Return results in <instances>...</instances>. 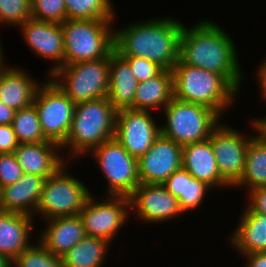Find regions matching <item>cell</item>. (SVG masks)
<instances>
[{
    "label": "cell",
    "mask_w": 266,
    "mask_h": 267,
    "mask_svg": "<svg viewBox=\"0 0 266 267\" xmlns=\"http://www.w3.org/2000/svg\"><path fill=\"white\" fill-rule=\"evenodd\" d=\"M235 46L224 29L212 20L202 19L192 28L184 25L179 42V61L221 75L239 93L243 73Z\"/></svg>",
    "instance_id": "cell-1"
},
{
    "label": "cell",
    "mask_w": 266,
    "mask_h": 267,
    "mask_svg": "<svg viewBox=\"0 0 266 267\" xmlns=\"http://www.w3.org/2000/svg\"><path fill=\"white\" fill-rule=\"evenodd\" d=\"M184 24L164 17L114 30V51L122 57H140L171 71L179 60V42Z\"/></svg>",
    "instance_id": "cell-2"
},
{
    "label": "cell",
    "mask_w": 266,
    "mask_h": 267,
    "mask_svg": "<svg viewBox=\"0 0 266 267\" xmlns=\"http://www.w3.org/2000/svg\"><path fill=\"white\" fill-rule=\"evenodd\" d=\"M116 114L117 109L107 97L75 104L69 134L61 145V151H69L68 162L114 138Z\"/></svg>",
    "instance_id": "cell-3"
},
{
    "label": "cell",
    "mask_w": 266,
    "mask_h": 267,
    "mask_svg": "<svg viewBox=\"0 0 266 267\" xmlns=\"http://www.w3.org/2000/svg\"><path fill=\"white\" fill-rule=\"evenodd\" d=\"M171 71L173 97L178 100L206 106L221 116L238 98L239 93L217 73L185 65L179 60Z\"/></svg>",
    "instance_id": "cell-4"
},
{
    "label": "cell",
    "mask_w": 266,
    "mask_h": 267,
    "mask_svg": "<svg viewBox=\"0 0 266 267\" xmlns=\"http://www.w3.org/2000/svg\"><path fill=\"white\" fill-rule=\"evenodd\" d=\"M115 20H72L62 24L64 65L107 58L114 51Z\"/></svg>",
    "instance_id": "cell-5"
},
{
    "label": "cell",
    "mask_w": 266,
    "mask_h": 267,
    "mask_svg": "<svg viewBox=\"0 0 266 267\" xmlns=\"http://www.w3.org/2000/svg\"><path fill=\"white\" fill-rule=\"evenodd\" d=\"M163 110L166 122L160 126L161 135L182 146L210 138L222 120L216 111L206 106L175 97Z\"/></svg>",
    "instance_id": "cell-6"
},
{
    "label": "cell",
    "mask_w": 266,
    "mask_h": 267,
    "mask_svg": "<svg viewBox=\"0 0 266 267\" xmlns=\"http://www.w3.org/2000/svg\"><path fill=\"white\" fill-rule=\"evenodd\" d=\"M110 55L81 61L57 69L49 78L75 103L108 96Z\"/></svg>",
    "instance_id": "cell-7"
},
{
    "label": "cell",
    "mask_w": 266,
    "mask_h": 267,
    "mask_svg": "<svg viewBox=\"0 0 266 267\" xmlns=\"http://www.w3.org/2000/svg\"><path fill=\"white\" fill-rule=\"evenodd\" d=\"M63 164L46 178L35 214L44 220L55 217L77 216L92 194L78 178L66 172Z\"/></svg>",
    "instance_id": "cell-8"
},
{
    "label": "cell",
    "mask_w": 266,
    "mask_h": 267,
    "mask_svg": "<svg viewBox=\"0 0 266 267\" xmlns=\"http://www.w3.org/2000/svg\"><path fill=\"white\" fill-rule=\"evenodd\" d=\"M90 153L108 182L105 195L129 197L140 185L137 159L115 138L104 141Z\"/></svg>",
    "instance_id": "cell-9"
},
{
    "label": "cell",
    "mask_w": 266,
    "mask_h": 267,
    "mask_svg": "<svg viewBox=\"0 0 266 267\" xmlns=\"http://www.w3.org/2000/svg\"><path fill=\"white\" fill-rule=\"evenodd\" d=\"M33 104L44 136L61 146L72 125L75 103L48 78L37 89Z\"/></svg>",
    "instance_id": "cell-10"
},
{
    "label": "cell",
    "mask_w": 266,
    "mask_h": 267,
    "mask_svg": "<svg viewBox=\"0 0 266 267\" xmlns=\"http://www.w3.org/2000/svg\"><path fill=\"white\" fill-rule=\"evenodd\" d=\"M90 195L78 214L87 236L103 238L112 243L120 228L129 219L130 199L127 196L108 195L106 200L97 201ZM129 210V211H128Z\"/></svg>",
    "instance_id": "cell-11"
},
{
    "label": "cell",
    "mask_w": 266,
    "mask_h": 267,
    "mask_svg": "<svg viewBox=\"0 0 266 267\" xmlns=\"http://www.w3.org/2000/svg\"><path fill=\"white\" fill-rule=\"evenodd\" d=\"M160 126L147 110H117L114 138L137 160L160 136Z\"/></svg>",
    "instance_id": "cell-12"
},
{
    "label": "cell",
    "mask_w": 266,
    "mask_h": 267,
    "mask_svg": "<svg viewBox=\"0 0 266 267\" xmlns=\"http://www.w3.org/2000/svg\"><path fill=\"white\" fill-rule=\"evenodd\" d=\"M248 136L230 125L221 123L210 135L211 145L221 177L233 187L242 177L245 169ZM248 137V138H247Z\"/></svg>",
    "instance_id": "cell-13"
},
{
    "label": "cell",
    "mask_w": 266,
    "mask_h": 267,
    "mask_svg": "<svg viewBox=\"0 0 266 267\" xmlns=\"http://www.w3.org/2000/svg\"><path fill=\"white\" fill-rule=\"evenodd\" d=\"M183 146L160 136L147 152L137 160L140 184H162L182 168Z\"/></svg>",
    "instance_id": "cell-14"
},
{
    "label": "cell",
    "mask_w": 266,
    "mask_h": 267,
    "mask_svg": "<svg viewBox=\"0 0 266 267\" xmlns=\"http://www.w3.org/2000/svg\"><path fill=\"white\" fill-rule=\"evenodd\" d=\"M130 210L146 223H160L183 214L178 199L162 184H140L129 196Z\"/></svg>",
    "instance_id": "cell-15"
},
{
    "label": "cell",
    "mask_w": 266,
    "mask_h": 267,
    "mask_svg": "<svg viewBox=\"0 0 266 267\" xmlns=\"http://www.w3.org/2000/svg\"><path fill=\"white\" fill-rule=\"evenodd\" d=\"M24 41L39 57L54 61L47 76L64 66V40L61 24L28 19L20 26Z\"/></svg>",
    "instance_id": "cell-16"
},
{
    "label": "cell",
    "mask_w": 266,
    "mask_h": 267,
    "mask_svg": "<svg viewBox=\"0 0 266 267\" xmlns=\"http://www.w3.org/2000/svg\"><path fill=\"white\" fill-rule=\"evenodd\" d=\"M60 150L59 144L49 140L39 143H21L14 154L23 173L48 178L63 164H67L64 156L58 153Z\"/></svg>",
    "instance_id": "cell-17"
},
{
    "label": "cell",
    "mask_w": 266,
    "mask_h": 267,
    "mask_svg": "<svg viewBox=\"0 0 266 267\" xmlns=\"http://www.w3.org/2000/svg\"><path fill=\"white\" fill-rule=\"evenodd\" d=\"M182 168L194 178L214 187H232L221 177L210 139L190 143L182 149Z\"/></svg>",
    "instance_id": "cell-18"
},
{
    "label": "cell",
    "mask_w": 266,
    "mask_h": 267,
    "mask_svg": "<svg viewBox=\"0 0 266 267\" xmlns=\"http://www.w3.org/2000/svg\"><path fill=\"white\" fill-rule=\"evenodd\" d=\"M6 64L0 65V101L15 111L32 105L40 83L25 69Z\"/></svg>",
    "instance_id": "cell-19"
},
{
    "label": "cell",
    "mask_w": 266,
    "mask_h": 267,
    "mask_svg": "<svg viewBox=\"0 0 266 267\" xmlns=\"http://www.w3.org/2000/svg\"><path fill=\"white\" fill-rule=\"evenodd\" d=\"M46 223L47 228L40 232L38 241L56 256L63 257L86 236L79 215L55 217L46 220Z\"/></svg>",
    "instance_id": "cell-20"
},
{
    "label": "cell",
    "mask_w": 266,
    "mask_h": 267,
    "mask_svg": "<svg viewBox=\"0 0 266 267\" xmlns=\"http://www.w3.org/2000/svg\"><path fill=\"white\" fill-rule=\"evenodd\" d=\"M46 178L23 173L15 183L2 188L3 211L34 217Z\"/></svg>",
    "instance_id": "cell-21"
},
{
    "label": "cell",
    "mask_w": 266,
    "mask_h": 267,
    "mask_svg": "<svg viewBox=\"0 0 266 267\" xmlns=\"http://www.w3.org/2000/svg\"><path fill=\"white\" fill-rule=\"evenodd\" d=\"M33 217L26 214L0 211V254L13 261L30 244Z\"/></svg>",
    "instance_id": "cell-22"
},
{
    "label": "cell",
    "mask_w": 266,
    "mask_h": 267,
    "mask_svg": "<svg viewBox=\"0 0 266 267\" xmlns=\"http://www.w3.org/2000/svg\"><path fill=\"white\" fill-rule=\"evenodd\" d=\"M243 214L233 233L230 245L242 255L266 251V215L252 211L244 205Z\"/></svg>",
    "instance_id": "cell-23"
},
{
    "label": "cell",
    "mask_w": 266,
    "mask_h": 267,
    "mask_svg": "<svg viewBox=\"0 0 266 267\" xmlns=\"http://www.w3.org/2000/svg\"><path fill=\"white\" fill-rule=\"evenodd\" d=\"M138 83L128 62L113 51L110 54L107 98L117 110L130 108L133 105Z\"/></svg>",
    "instance_id": "cell-24"
},
{
    "label": "cell",
    "mask_w": 266,
    "mask_h": 267,
    "mask_svg": "<svg viewBox=\"0 0 266 267\" xmlns=\"http://www.w3.org/2000/svg\"><path fill=\"white\" fill-rule=\"evenodd\" d=\"M172 98V71L163 69L158 75L138 83L133 105L130 109L147 110L151 112H153L152 110L157 111L160 110V108L163 109Z\"/></svg>",
    "instance_id": "cell-25"
},
{
    "label": "cell",
    "mask_w": 266,
    "mask_h": 267,
    "mask_svg": "<svg viewBox=\"0 0 266 267\" xmlns=\"http://www.w3.org/2000/svg\"><path fill=\"white\" fill-rule=\"evenodd\" d=\"M162 185L178 199L183 213L199 208L206 192L212 189L206 182L194 178L183 168L174 172Z\"/></svg>",
    "instance_id": "cell-26"
},
{
    "label": "cell",
    "mask_w": 266,
    "mask_h": 267,
    "mask_svg": "<svg viewBox=\"0 0 266 267\" xmlns=\"http://www.w3.org/2000/svg\"><path fill=\"white\" fill-rule=\"evenodd\" d=\"M110 245L112 244L103 238L86 235L62 257V265L63 267H102Z\"/></svg>",
    "instance_id": "cell-27"
},
{
    "label": "cell",
    "mask_w": 266,
    "mask_h": 267,
    "mask_svg": "<svg viewBox=\"0 0 266 267\" xmlns=\"http://www.w3.org/2000/svg\"><path fill=\"white\" fill-rule=\"evenodd\" d=\"M261 186H266V146L254 136L246 150L242 177L233 187H245L249 192Z\"/></svg>",
    "instance_id": "cell-28"
},
{
    "label": "cell",
    "mask_w": 266,
    "mask_h": 267,
    "mask_svg": "<svg viewBox=\"0 0 266 267\" xmlns=\"http://www.w3.org/2000/svg\"><path fill=\"white\" fill-rule=\"evenodd\" d=\"M67 19L115 20L111 0H65Z\"/></svg>",
    "instance_id": "cell-29"
},
{
    "label": "cell",
    "mask_w": 266,
    "mask_h": 267,
    "mask_svg": "<svg viewBox=\"0 0 266 267\" xmlns=\"http://www.w3.org/2000/svg\"><path fill=\"white\" fill-rule=\"evenodd\" d=\"M11 125L20 144L49 141L43 134L34 104L16 111Z\"/></svg>",
    "instance_id": "cell-30"
},
{
    "label": "cell",
    "mask_w": 266,
    "mask_h": 267,
    "mask_svg": "<svg viewBox=\"0 0 266 267\" xmlns=\"http://www.w3.org/2000/svg\"><path fill=\"white\" fill-rule=\"evenodd\" d=\"M12 267H63L62 257L48 251L39 241L12 261Z\"/></svg>",
    "instance_id": "cell-31"
},
{
    "label": "cell",
    "mask_w": 266,
    "mask_h": 267,
    "mask_svg": "<svg viewBox=\"0 0 266 267\" xmlns=\"http://www.w3.org/2000/svg\"><path fill=\"white\" fill-rule=\"evenodd\" d=\"M31 18L62 24L67 20L65 0H31Z\"/></svg>",
    "instance_id": "cell-32"
},
{
    "label": "cell",
    "mask_w": 266,
    "mask_h": 267,
    "mask_svg": "<svg viewBox=\"0 0 266 267\" xmlns=\"http://www.w3.org/2000/svg\"><path fill=\"white\" fill-rule=\"evenodd\" d=\"M28 19H31V0H0V25L19 28Z\"/></svg>",
    "instance_id": "cell-33"
},
{
    "label": "cell",
    "mask_w": 266,
    "mask_h": 267,
    "mask_svg": "<svg viewBox=\"0 0 266 267\" xmlns=\"http://www.w3.org/2000/svg\"><path fill=\"white\" fill-rule=\"evenodd\" d=\"M22 175V168L14 153L0 154V185L2 188L17 182Z\"/></svg>",
    "instance_id": "cell-34"
},
{
    "label": "cell",
    "mask_w": 266,
    "mask_h": 267,
    "mask_svg": "<svg viewBox=\"0 0 266 267\" xmlns=\"http://www.w3.org/2000/svg\"><path fill=\"white\" fill-rule=\"evenodd\" d=\"M139 82L146 81L158 75L163 68L158 64L140 57H123Z\"/></svg>",
    "instance_id": "cell-35"
},
{
    "label": "cell",
    "mask_w": 266,
    "mask_h": 267,
    "mask_svg": "<svg viewBox=\"0 0 266 267\" xmlns=\"http://www.w3.org/2000/svg\"><path fill=\"white\" fill-rule=\"evenodd\" d=\"M19 144L12 125L0 124V154L14 153Z\"/></svg>",
    "instance_id": "cell-36"
},
{
    "label": "cell",
    "mask_w": 266,
    "mask_h": 267,
    "mask_svg": "<svg viewBox=\"0 0 266 267\" xmlns=\"http://www.w3.org/2000/svg\"><path fill=\"white\" fill-rule=\"evenodd\" d=\"M248 193L247 206L254 212L266 215V186L252 189Z\"/></svg>",
    "instance_id": "cell-37"
},
{
    "label": "cell",
    "mask_w": 266,
    "mask_h": 267,
    "mask_svg": "<svg viewBox=\"0 0 266 267\" xmlns=\"http://www.w3.org/2000/svg\"><path fill=\"white\" fill-rule=\"evenodd\" d=\"M247 260L246 267H266V251L243 255Z\"/></svg>",
    "instance_id": "cell-38"
},
{
    "label": "cell",
    "mask_w": 266,
    "mask_h": 267,
    "mask_svg": "<svg viewBox=\"0 0 266 267\" xmlns=\"http://www.w3.org/2000/svg\"><path fill=\"white\" fill-rule=\"evenodd\" d=\"M251 123L252 127L256 129L255 137L266 146V116L261 119L254 118Z\"/></svg>",
    "instance_id": "cell-39"
},
{
    "label": "cell",
    "mask_w": 266,
    "mask_h": 267,
    "mask_svg": "<svg viewBox=\"0 0 266 267\" xmlns=\"http://www.w3.org/2000/svg\"><path fill=\"white\" fill-rule=\"evenodd\" d=\"M260 66L257 69V75L256 78L258 77V85L260 86L259 89L261 90L260 93L262 94L261 97L266 100V58L263 60Z\"/></svg>",
    "instance_id": "cell-40"
},
{
    "label": "cell",
    "mask_w": 266,
    "mask_h": 267,
    "mask_svg": "<svg viewBox=\"0 0 266 267\" xmlns=\"http://www.w3.org/2000/svg\"><path fill=\"white\" fill-rule=\"evenodd\" d=\"M15 112L16 111L14 109L8 107L6 104L0 101V124H12Z\"/></svg>",
    "instance_id": "cell-41"
},
{
    "label": "cell",
    "mask_w": 266,
    "mask_h": 267,
    "mask_svg": "<svg viewBox=\"0 0 266 267\" xmlns=\"http://www.w3.org/2000/svg\"><path fill=\"white\" fill-rule=\"evenodd\" d=\"M0 267H12V261L0 254Z\"/></svg>",
    "instance_id": "cell-42"
},
{
    "label": "cell",
    "mask_w": 266,
    "mask_h": 267,
    "mask_svg": "<svg viewBox=\"0 0 266 267\" xmlns=\"http://www.w3.org/2000/svg\"><path fill=\"white\" fill-rule=\"evenodd\" d=\"M2 44H0V65L4 64V56H3V49H2Z\"/></svg>",
    "instance_id": "cell-43"
},
{
    "label": "cell",
    "mask_w": 266,
    "mask_h": 267,
    "mask_svg": "<svg viewBox=\"0 0 266 267\" xmlns=\"http://www.w3.org/2000/svg\"><path fill=\"white\" fill-rule=\"evenodd\" d=\"M0 211H3V208H2V187L0 185Z\"/></svg>",
    "instance_id": "cell-44"
}]
</instances>
